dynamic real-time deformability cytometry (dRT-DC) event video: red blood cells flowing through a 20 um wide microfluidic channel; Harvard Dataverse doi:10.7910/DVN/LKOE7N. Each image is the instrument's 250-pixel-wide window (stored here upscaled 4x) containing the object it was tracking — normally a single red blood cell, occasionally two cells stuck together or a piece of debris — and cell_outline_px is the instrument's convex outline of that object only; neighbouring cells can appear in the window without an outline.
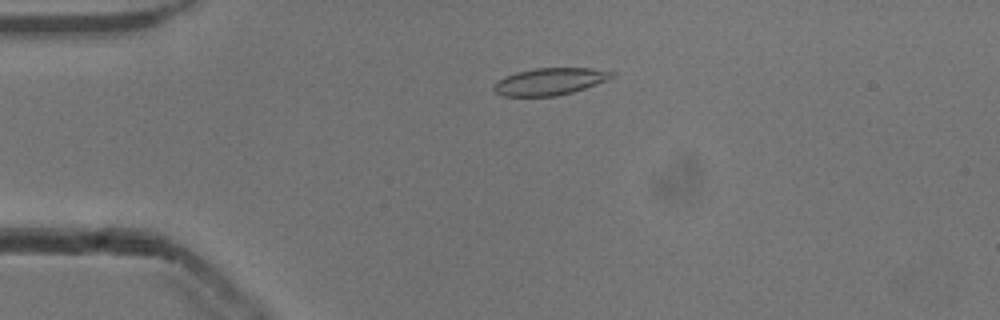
{"species": "common noctule bat (a hibernating species)", "species_latin": "Nyctalus noctula", "temperature_condition": "cold", "stored_images_in_passage": 54, "camera_frame_rate_fps": 3000, "um_per_image_px": 0.085, "animal": {"sex": "male", "body_mass_g": 13.3}, "frame": {"image": 1, "passage_image": 13, "time_ms": 4.0, "image_size_px": [1000, 320], "cell_outline_px": [[616, 76], [608, 80], [572, 92], [556, 96], [504, 96], [496, 92], [492, 88], [492, 84], [496, 80], [504, 76], [516, 72], [536, 68], [592, 68], [616, 72]], "centroid_in_image_um": [46.73, 6.92], "position_along_channel_um": 38.3, "area_um2": 18.79}}
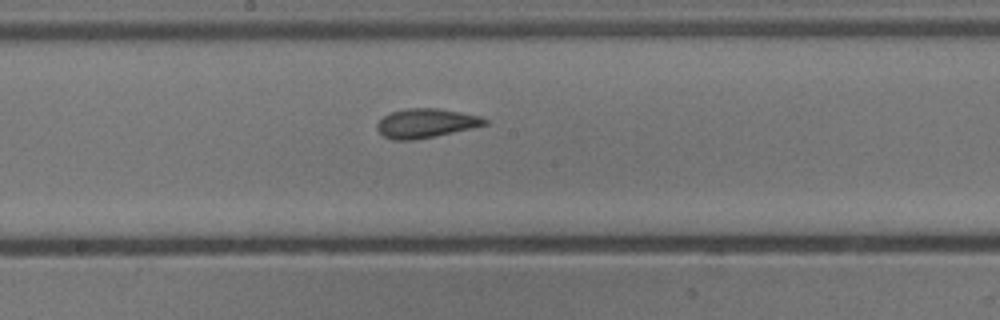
{"frame": {"image": 2, "passage_image": 29, "time_ms": 9.333, "image_size_px": [1000, 320], "cell_outline_px": [[488, 124], [472, 128], [412, 140], [392, 140], [384, 136], [376, 128], [376, 124], [384, 116], [392, 112], [408, 108], [440, 108], [480, 116], [488, 120]], "centroid_in_image_um": [36.2, 10.46], "position_along_channel_um": 212.0, "area_um2": 18.09}}
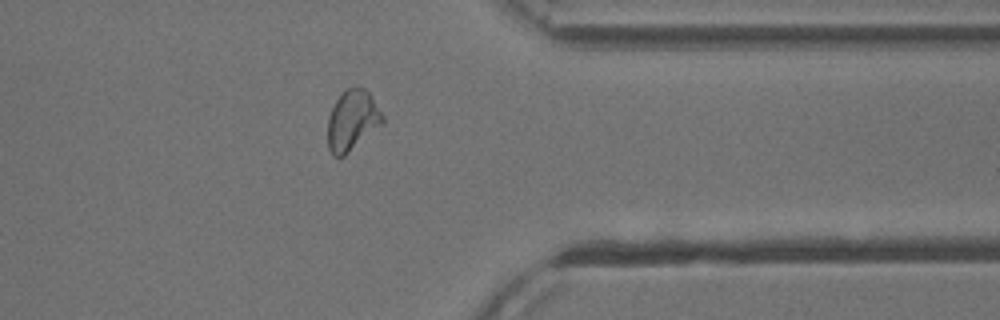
{"frame": {"image": 3, "passage_image": 43, "time_ms": 14.0, "image_size_px": [1000, 320], "cell_outline_px": [[384, 120], [380, 124], [344, 156], [332, 156], [328, 148], [328, 116], [336, 100], [344, 88], [364, 88], [372, 96], [384, 116]], "centroid_in_image_um": [29.91, 10.21], "position_along_channel_um": 381.5, "area_um2": 18.96}, "authors_computed_cell_mechanics": {"area_um2": 18.8139, "velocity_mm_per_s": 3.8538, "shape_relaxation_time_tau1_ms": 4.05, "shape_relaxation_time_tau2_ms": 0.348, "deformation_change_tau1": 0.1356, "deformation_change_tau2": 0.0531}}